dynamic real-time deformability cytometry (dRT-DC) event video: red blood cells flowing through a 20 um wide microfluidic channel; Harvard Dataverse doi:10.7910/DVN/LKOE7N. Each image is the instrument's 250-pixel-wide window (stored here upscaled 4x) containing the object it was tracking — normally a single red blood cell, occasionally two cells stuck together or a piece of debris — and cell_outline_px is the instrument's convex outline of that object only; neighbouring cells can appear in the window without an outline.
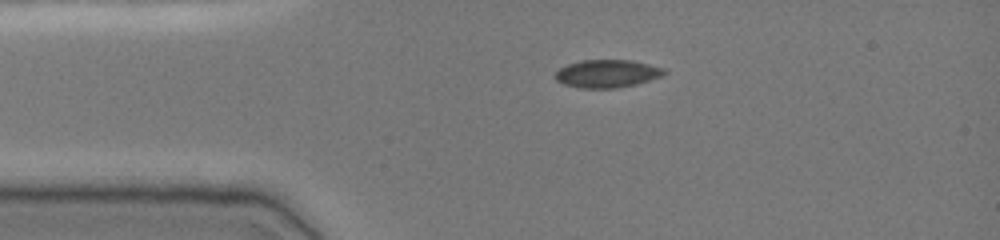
{"species": "common noctule bat (a hibernating species)", "species_latin": "Nyctalus noctula", "temperature_condition": "cold", "stored_images_in_passage": 40, "camera_frame_rate_fps": 3000, "um_per_image_px": 0.085, "animal": {"sex": "female", "body_mass_g": 19.0, "forearm_length_mm": 51.5}, "frame": {"image": 1, "passage_image": 1, "time_ms": 0.0, "image_size_px": [1000, 240], "cell_outline_px": [[668, 72], [660, 76], [636, 84], [616, 88], [580, 88], [564, 84], [556, 80], [556, 72], [560, 68], [568, 64], [580, 60], [632, 60], [664, 68]], "centroid_in_image_um": [51.6, 6.25], "position_along_channel_um": 33.4, "area_um2": 17.57}}
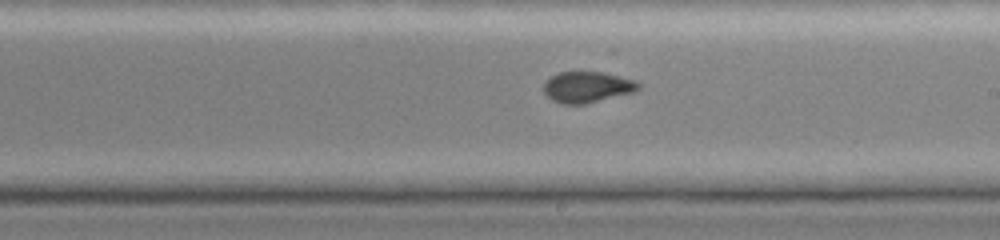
{"frame": {"image": 2, "passage_image": 19, "time_ms": 6.0, "image_size_px": [1000, 240], "cell_outline_px": [[640, 88], [632, 92], [584, 104], [560, 104], [552, 100], [544, 92], [544, 80], [560, 72], [604, 72], [636, 80], [640, 84]], "centroid_in_image_um": [49.9, 7.39], "position_along_channel_um": 239.1, "area_um2": 17.05}}
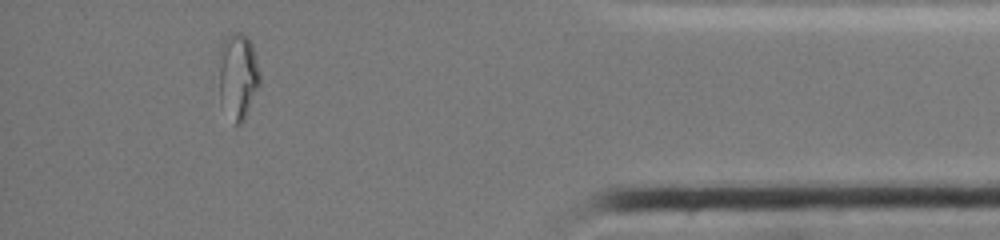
{"frame": {"image": 3, "passage_image": 35, "time_ms": 11.333, "image_size_px": [1000, 240], "cell_outline_px": [[260, 84], [244, 120], [240, 124], [236, 124], [220, 104], [220, 44], [232, 32], [240, 32], [252, 44], [260, 72]], "centroid_in_image_um": [20.23, 6.46], "position_along_channel_um": 415.0, "area_um2": 20.29}}